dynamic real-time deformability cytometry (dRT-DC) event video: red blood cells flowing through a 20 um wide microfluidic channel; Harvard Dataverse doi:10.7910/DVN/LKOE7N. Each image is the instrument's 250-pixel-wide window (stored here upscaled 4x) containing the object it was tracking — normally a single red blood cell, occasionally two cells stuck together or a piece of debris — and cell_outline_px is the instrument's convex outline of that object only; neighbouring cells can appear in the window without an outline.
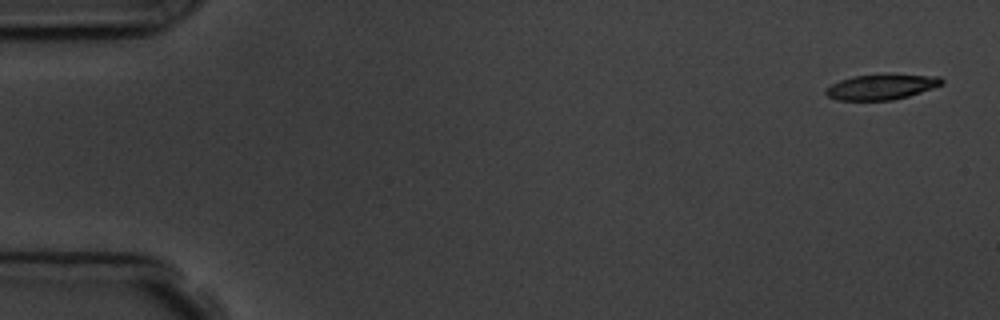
{"species": "common noctule bat (a hibernating species)", "species_latin": "Nyctalus noctula", "temperature_condition": "room temperature", "stored_images_in_passage": 4, "camera_frame_rate_fps": 3000, "um_per_image_px": 0.085, "animal": {"sex": "male", "body_mass_g": 19.5, "forearm_length_mm": 54.6}, "frame": {"image": 1, "passage_image": 1, "time_ms": 0.0, "image_size_px": [1000, 320], "cell_outline_px": [[944, 84], [908, 96], [892, 100], [836, 100], [828, 96], [824, 92], [832, 84], [840, 80], [852, 76], [888, 72], [940, 76], [944, 80]], "centroid_in_image_um": [74.97, 7.34], "position_along_channel_um": 10.0, "area_um2": 17.69}}
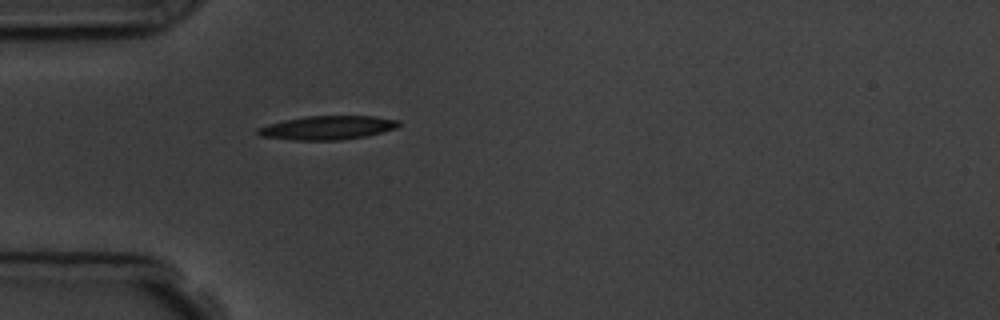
{"frame": {"image": 2, "passage_image": 4, "time_ms": 4.667, "image_size_px": [1000, 320], "cell_outline_px": [[400, 124], [396, 128], [364, 136], [340, 140], [292, 140], [260, 136], [256, 132], [256, 128], [268, 124], [284, 120], [304, 116], [376, 116], [400, 120]], "centroid_in_image_um": [27.8, 10.85], "position_along_channel_um": 57.2, "area_um2": 19.54}}